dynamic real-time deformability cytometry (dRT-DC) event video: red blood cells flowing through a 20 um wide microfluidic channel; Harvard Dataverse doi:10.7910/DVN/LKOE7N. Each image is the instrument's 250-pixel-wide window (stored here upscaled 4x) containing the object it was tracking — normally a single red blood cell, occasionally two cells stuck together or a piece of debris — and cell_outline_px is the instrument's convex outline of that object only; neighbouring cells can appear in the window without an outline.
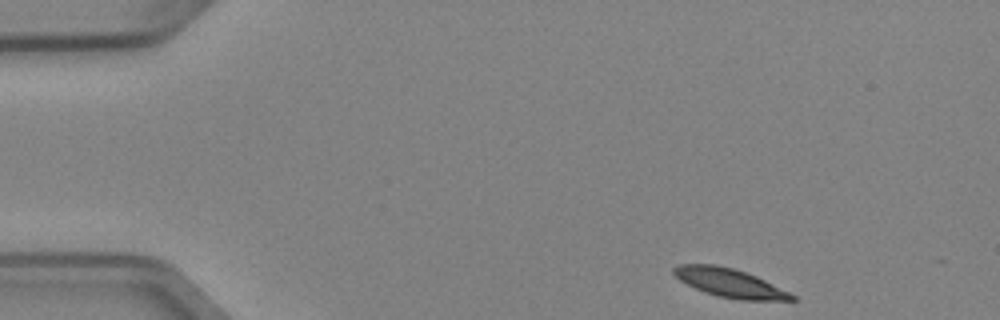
{"species": "Egyptian fruit bat (a non-hibernating species)", "species_latin": "Rousettus aegyptiacus", "temperature_condition": "cold", "stored_images_in_passage": 47, "camera_frame_rate_fps": 3000, "um_per_image_px": 0.085, "animal": {"sex": "female"}, "frame": {"image": 1, "passage_image": 1, "time_ms": 0.0, "image_size_px": [1000, 320], "cell_outline_px": [[796, 300], [740, 300], [716, 296], [704, 292], [680, 280], [672, 272], [672, 268], [680, 264], [716, 264], [732, 268], [756, 276], [796, 296]], "centroid_in_image_um": [61.99, 24.04], "position_along_channel_um": 23.0, "area_um2": 19.48}}
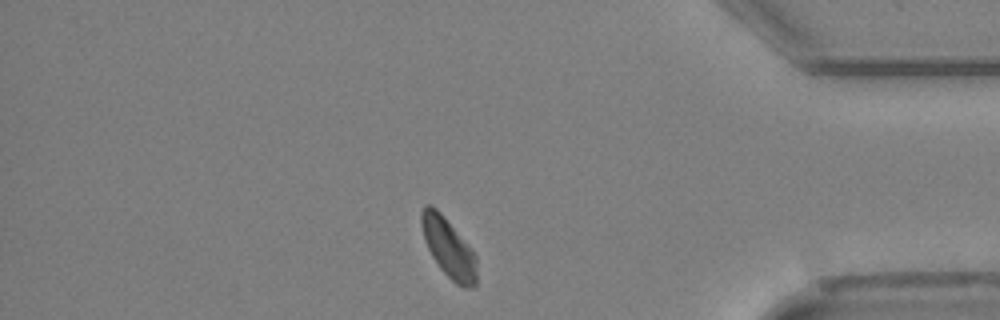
{"frame": {"image": 2, "passage_image": 39, "time_ms": 12.667, "image_size_px": [1000, 320], "cell_outline_px": [[476, 284], [472, 288], [468, 288], [456, 284], [440, 268], [432, 256], [424, 240], [420, 220], [420, 212], [424, 204], [428, 204], [436, 208], [444, 216], [476, 256]], "centroid_in_image_um": [38.09, 21.05], "position_along_channel_um": 397.1, "area_um2": 18.79}}
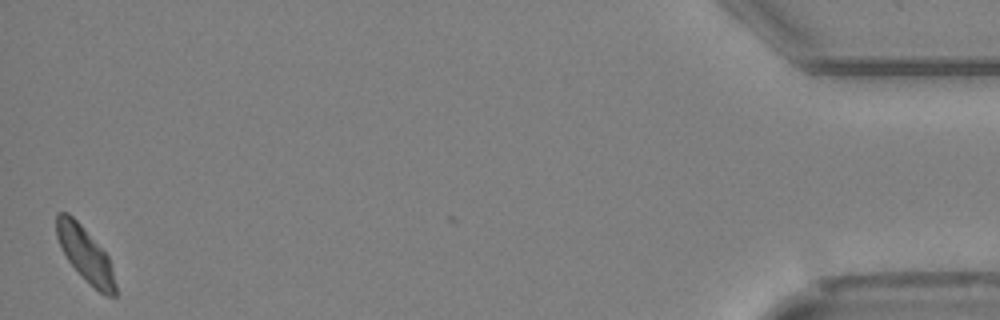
{"frame": {"image": 3, "passage_image": 46, "time_ms": 15.0, "image_size_px": [1000, 320], "cell_outline_px": [[116, 296], [104, 296], [68, 260], [56, 236], [56, 216], [60, 212], [68, 212], [80, 224], [108, 256], [112, 268], [116, 284]], "centroid_in_image_um": [7.26, 21.6], "position_along_channel_um": 427.9, "area_um2": 18.03}, "authors_computed_cell_mechanics": {"area_um2": 20.1144, "velocity_mm_per_s": 3.8811, "shape_relaxation_time_tau1_ms": 3.1043, "shape_relaxation_time_tau2_ms": null, "deformation_change_tau1": 0.1024, "deformation_change_tau2": null}}